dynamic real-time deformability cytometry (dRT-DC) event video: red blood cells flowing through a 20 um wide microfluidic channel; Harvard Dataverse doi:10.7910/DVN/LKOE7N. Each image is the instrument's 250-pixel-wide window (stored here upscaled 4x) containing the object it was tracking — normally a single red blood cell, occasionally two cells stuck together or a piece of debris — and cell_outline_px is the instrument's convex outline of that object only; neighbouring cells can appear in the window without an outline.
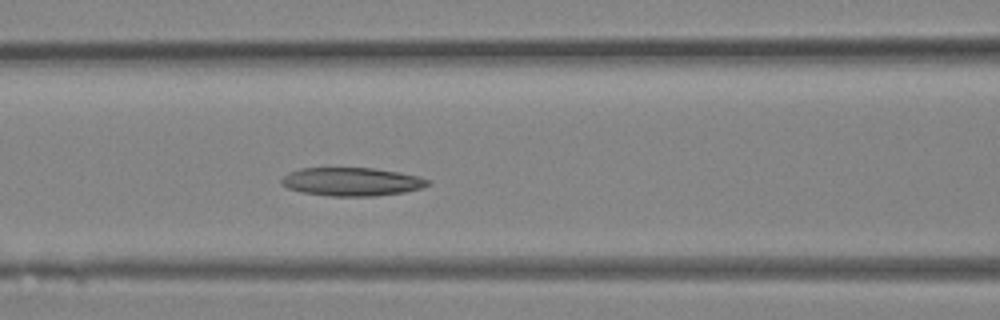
{"species": "Egyptian fruit bat (a non-hibernating species)", "species_latin": "Rousettus aegyptiacus", "temperature_condition": "room temperature", "stored_images_in_passage": 33, "camera_frame_rate_fps": 3000, "um_per_image_px": 0.085, "animal": {"sex": "female"}, "frame": {"image": 1, "passage_image": 14, "time_ms": 4.333, "image_size_px": [1000, 320], "cell_outline_px": [[432, 184], [420, 188], [404, 192], [376, 196], [328, 196], [300, 192], [288, 188], [280, 184], [280, 180], [288, 172], [300, 168], [372, 168], [420, 176], [432, 180]], "centroid_in_image_um": [29.89, 15.45], "position_along_channel_um": 136.7, "area_um2": 24.39}}
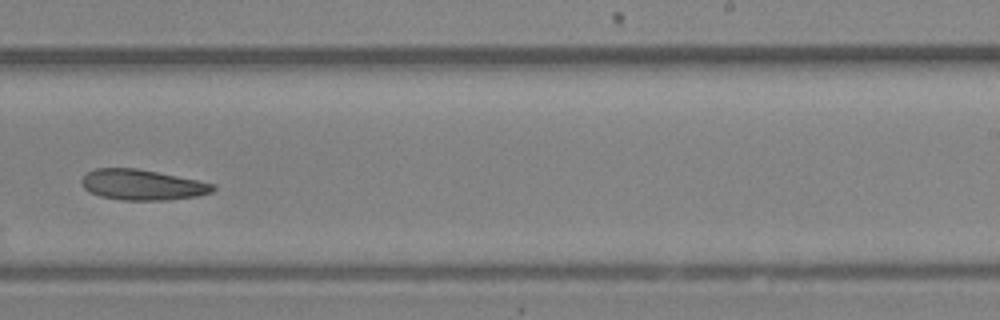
{"frame": {"image": 2, "passage_image": 21, "time_ms": 6.667, "image_size_px": [1000, 320], "cell_outline_px": [[216, 188], [212, 192], [196, 196], [164, 200], [120, 200], [100, 196], [84, 188], [80, 180], [88, 172], [96, 168], [136, 168], [216, 184]], "centroid_in_image_um": [12.08, 15.71], "position_along_channel_um": 276.9, "area_um2": 23.12}}
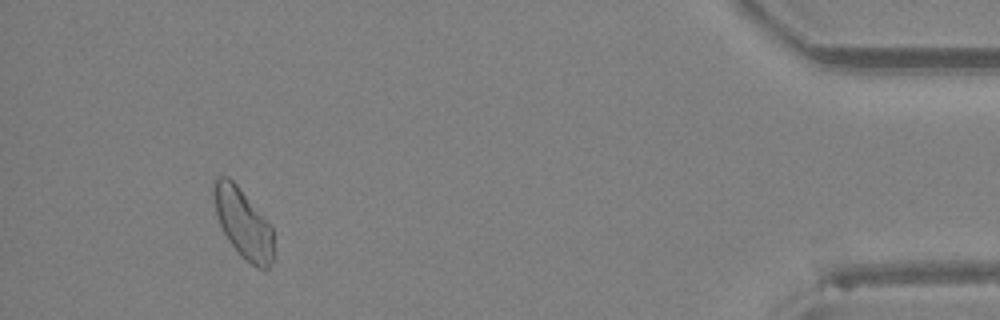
{"frame": {"image": 3, "passage_image": 31, "time_ms": 10.0, "image_size_px": [1000, 320], "cell_outline_px": [[272, 260], [268, 268], [264, 272], [256, 268], [244, 260], [228, 240], [216, 216], [212, 196], [212, 184], [216, 176], [228, 176], [236, 184], [272, 228]], "centroid_in_image_um": [20.62, 18.99], "position_along_channel_um": 414.6, "area_um2": 24.1}}